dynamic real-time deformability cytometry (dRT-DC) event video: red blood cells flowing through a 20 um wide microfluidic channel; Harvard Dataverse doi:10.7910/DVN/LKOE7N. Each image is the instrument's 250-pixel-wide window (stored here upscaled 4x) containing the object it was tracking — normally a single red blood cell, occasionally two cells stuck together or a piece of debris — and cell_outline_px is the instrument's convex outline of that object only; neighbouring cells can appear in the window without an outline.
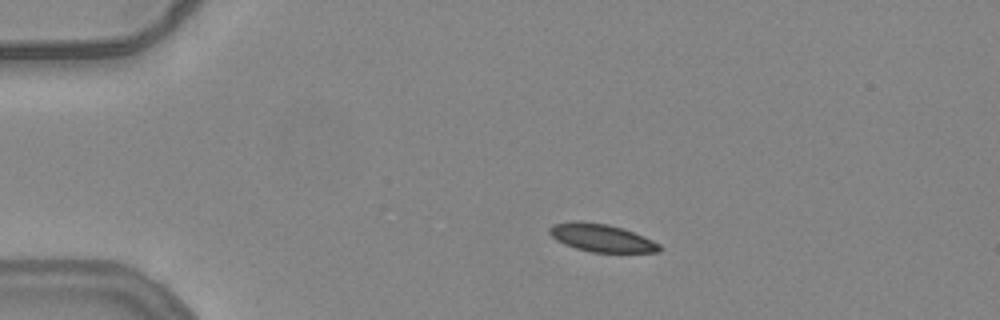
{"species": "common noctule bat (a hibernating species)", "species_latin": "Nyctalus noctula", "temperature_condition": "warm", "stored_images_in_passage": 5, "camera_frame_rate_fps": 3000, "um_per_image_px": 0.085, "animal": {"sex": "female", "body_mass_g": 24.6, "forearm_length_mm": 56.2}, "frame": {"image": 1, "passage_image": 1, "time_ms": 0.0, "image_size_px": [1000, 320], "cell_outline_px": [[664, 248], [660, 252], [592, 252], [576, 248], [564, 244], [556, 240], [548, 232], [548, 228], [552, 224], [608, 224], [624, 228], [644, 236], [660, 244]], "centroid_in_image_um": [51.23, 20.27], "position_along_channel_um": 33.8, "area_um2": 17.22}}